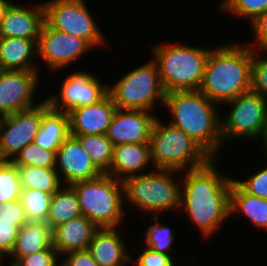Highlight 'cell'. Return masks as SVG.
<instances>
[{
    "label": "cell",
    "mask_w": 267,
    "mask_h": 266,
    "mask_svg": "<svg viewBox=\"0 0 267 266\" xmlns=\"http://www.w3.org/2000/svg\"><path fill=\"white\" fill-rule=\"evenodd\" d=\"M217 160L212 158L200 168L184 170L183 176L178 177L182 178L180 207L206 240L214 236L224 221L231 217L230 191L233 178L218 170L220 167Z\"/></svg>",
    "instance_id": "1"
},
{
    "label": "cell",
    "mask_w": 267,
    "mask_h": 266,
    "mask_svg": "<svg viewBox=\"0 0 267 266\" xmlns=\"http://www.w3.org/2000/svg\"><path fill=\"white\" fill-rule=\"evenodd\" d=\"M163 106L170 111L173 120L170 124L183 130L212 158L218 159L224 146L220 120L223 111H220L219 104L199 90H187L167 93Z\"/></svg>",
    "instance_id": "2"
},
{
    "label": "cell",
    "mask_w": 267,
    "mask_h": 266,
    "mask_svg": "<svg viewBox=\"0 0 267 266\" xmlns=\"http://www.w3.org/2000/svg\"><path fill=\"white\" fill-rule=\"evenodd\" d=\"M222 44L211 50L199 88L220 106L250 90L252 66L250 46L234 42Z\"/></svg>",
    "instance_id": "3"
},
{
    "label": "cell",
    "mask_w": 267,
    "mask_h": 266,
    "mask_svg": "<svg viewBox=\"0 0 267 266\" xmlns=\"http://www.w3.org/2000/svg\"><path fill=\"white\" fill-rule=\"evenodd\" d=\"M164 91L199 90L212 49L169 43L151 48Z\"/></svg>",
    "instance_id": "4"
},
{
    "label": "cell",
    "mask_w": 267,
    "mask_h": 266,
    "mask_svg": "<svg viewBox=\"0 0 267 266\" xmlns=\"http://www.w3.org/2000/svg\"><path fill=\"white\" fill-rule=\"evenodd\" d=\"M153 169L183 172L206 165L212 157L183 130L156 118L150 136Z\"/></svg>",
    "instance_id": "5"
},
{
    "label": "cell",
    "mask_w": 267,
    "mask_h": 266,
    "mask_svg": "<svg viewBox=\"0 0 267 266\" xmlns=\"http://www.w3.org/2000/svg\"><path fill=\"white\" fill-rule=\"evenodd\" d=\"M176 170L154 169L148 173L130 176L122 181L124 202L129 207L153 216L164 211L181 209V179H174ZM173 173V175H172Z\"/></svg>",
    "instance_id": "6"
},
{
    "label": "cell",
    "mask_w": 267,
    "mask_h": 266,
    "mask_svg": "<svg viewBox=\"0 0 267 266\" xmlns=\"http://www.w3.org/2000/svg\"><path fill=\"white\" fill-rule=\"evenodd\" d=\"M76 192L82 216L98 228H116L124 221V191L120 180L102 173L92 180L70 185Z\"/></svg>",
    "instance_id": "7"
},
{
    "label": "cell",
    "mask_w": 267,
    "mask_h": 266,
    "mask_svg": "<svg viewBox=\"0 0 267 266\" xmlns=\"http://www.w3.org/2000/svg\"><path fill=\"white\" fill-rule=\"evenodd\" d=\"M113 84L108 83L107 93L117 109L153 112L155 104L164 105L166 92L161 84L158 67L153 58L125 73Z\"/></svg>",
    "instance_id": "8"
},
{
    "label": "cell",
    "mask_w": 267,
    "mask_h": 266,
    "mask_svg": "<svg viewBox=\"0 0 267 266\" xmlns=\"http://www.w3.org/2000/svg\"><path fill=\"white\" fill-rule=\"evenodd\" d=\"M230 108L221 120L223 144L234 139H258L267 123V100L251 90L242 93L223 105Z\"/></svg>",
    "instance_id": "9"
},
{
    "label": "cell",
    "mask_w": 267,
    "mask_h": 266,
    "mask_svg": "<svg viewBox=\"0 0 267 266\" xmlns=\"http://www.w3.org/2000/svg\"><path fill=\"white\" fill-rule=\"evenodd\" d=\"M43 7L44 22L50 28L75 35L93 47L107 43L85 0H50Z\"/></svg>",
    "instance_id": "10"
},
{
    "label": "cell",
    "mask_w": 267,
    "mask_h": 266,
    "mask_svg": "<svg viewBox=\"0 0 267 266\" xmlns=\"http://www.w3.org/2000/svg\"><path fill=\"white\" fill-rule=\"evenodd\" d=\"M50 108L46 100L30 110L0 117V160L11 161L14 156L34 142L42 115Z\"/></svg>",
    "instance_id": "11"
},
{
    "label": "cell",
    "mask_w": 267,
    "mask_h": 266,
    "mask_svg": "<svg viewBox=\"0 0 267 266\" xmlns=\"http://www.w3.org/2000/svg\"><path fill=\"white\" fill-rule=\"evenodd\" d=\"M61 83L59 94L45 98L52 109L60 112L97 103L107 94L108 83L102 85L96 75L85 70L67 74Z\"/></svg>",
    "instance_id": "12"
},
{
    "label": "cell",
    "mask_w": 267,
    "mask_h": 266,
    "mask_svg": "<svg viewBox=\"0 0 267 266\" xmlns=\"http://www.w3.org/2000/svg\"><path fill=\"white\" fill-rule=\"evenodd\" d=\"M86 40L75 35L50 28L45 22L37 42V57L46 63L51 71H60L93 50Z\"/></svg>",
    "instance_id": "13"
},
{
    "label": "cell",
    "mask_w": 267,
    "mask_h": 266,
    "mask_svg": "<svg viewBox=\"0 0 267 266\" xmlns=\"http://www.w3.org/2000/svg\"><path fill=\"white\" fill-rule=\"evenodd\" d=\"M40 70H1L0 117L30 110L42 101L35 102Z\"/></svg>",
    "instance_id": "14"
},
{
    "label": "cell",
    "mask_w": 267,
    "mask_h": 266,
    "mask_svg": "<svg viewBox=\"0 0 267 266\" xmlns=\"http://www.w3.org/2000/svg\"><path fill=\"white\" fill-rule=\"evenodd\" d=\"M152 111L117 109L106 136L114 146L126 143H149L157 116Z\"/></svg>",
    "instance_id": "15"
},
{
    "label": "cell",
    "mask_w": 267,
    "mask_h": 266,
    "mask_svg": "<svg viewBox=\"0 0 267 266\" xmlns=\"http://www.w3.org/2000/svg\"><path fill=\"white\" fill-rule=\"evenodd\" d=\"M55 168L63 185L92 180L102 174L83 150L80 142L71 135L56 152Z\"/></svg>",
    "instance_id": "16"
},
{
    "label": "cell",
    "mask_w": 267,
    "mask_h": 266,
    "mask_svg": "<svg viewBox=\"0 0 267 266\" xmlns=\"http://www.w3.org/2000/svg\"><path fill=\"white\" fill-rule=\"evenodd\" d=\"M117 107L107 93L97 103L70 110V135L106 134Z\"/></svg>",
    "instance_id": "17"
},
{
    "label": "cell",
    "mask_w": 267,
    "mask_h": 266,
    "mask_svg": "<svg viewBox=\"0 0 267 266\" xmlns=\"http://www.w3.org/2000/svg\"><path fill=\"white\" fill-rule=\"evenodd\" d=\"M43 24V3L28 8L13 1L1 21L0 38L18 37L37 43Z\"/></svg>",
    "instance_id": "18"
},
{
    "label": "cell",
    "mask_w": 267,
    "mask_h": 266,
    "mask_svg": "<svg viewBox=\"0 0 267 266\" xmlns=\"http://www.w3.org/2000/svg\"><path fill=\"white\" fill-rule=\"evenodd\" d=\"M120 232L118 227L98 228L94 232L87 250L99 266H128L130 263L131 255Z\"/></svg>",
    "instance_id": "19"
},
{
    "label": "cell",
    "mask_w": 267,
    "mask_h": 266,
    "mask_svg": "<svg viewBox=\"0 0 267 266\" xmlns=\"http://www.w3.org/2000/svg\"><path fill=\"white\" fill-rule=\"evenodd\" d=\"M152 165L150 143H126L114 146L111 166L106 174L117 180L148 173Z\"/></svg>",
    "instance_id": "20"
},
{
    "label": "cell",
    "mask_w": 267,
    "mask_h": 266,
    "mask_svg": "<svg viewBox=\"0 0 267 266\" xmlns=\"http://www.w3.org/2000/svg\"><path fill=\"white\" fill-rule=\"evenodd\" d=\"M97 229L86 217H76L52 230L53 246L60 257L73 251H85Z\"/></svg>",
    "instance_id": "21"
},
{
    "label": "cell",
    "mask_w": 267,
    "mask_h": 266,
    "mask_svg": "<svg viewBox=\"0 0 267 266\" xmlns=\"http://www.w3.org/2000/svg\"><path fill=\"white\" fill-rule=\"evenodd\" d=\"M36 57L37 43L34 40L18 37L0 38L1 70H39V62H33Z\"/></svg>",
    "instance_id": "22"
},
{
    "label": "cell",
    "mask_w": 267,
    "mask_h": 266,
    "mask_svg": "<svg viewBox=\"0 0 267 266\" xmlns=\"http://www.w3.org/2000/svg\"><path fill=\"white\" fill-rule=\"evenodd\" d=\"M53 246L52 228L46 222L28 221L18 230L11 264H16L22 257L48 249ZM13 257V259H12Z\"/></svg>",
    "instance_id": "23"
},
{
    "label": "cell",
    "mask_w": 267,
    "mask_h": 266,
    "mask_svg": "<svg viewBox=\"0 0 267 266\" xmlns=\"http://www.w3.org/2000/svg\"><path fill=\"white\" fill-rule=\"evenodd\" d=\"M243 214L257 229L267 231V199L245 192L232 180L230 191V216Z\"/></svg>",
    "instance_id": "24"
},
{
    "label": "cell",
    "mask_w": 267,
    "mask_h": 266,
    "mask_svg": "<svg viewBox=\"0 0 267 266\" xmlns=\"http://www.w3.org/2000/svg\"><path fill=\"white\" fill-rule=\"evenodd\" d=\"M70 135L69 117L51 107L42 115L38 134L34 142L47 150L57 152L58 148Z\"/></svg>",
    "instance_id": "25"
},
{
    "label": "cell",
    "mask_w": 267,
    "mask_h": 266,
    "mask_svg": "<svg viewBox=\"0 0 267 266\" xmlns=\"http://www.w3.org/2000/svg\"><path fill=\"white\" fill-rule=\"evenodd\" d=\"M82 216L78 196L70 185L61 186L51 198L46 223L52 230L63 223Z\"/></svg>",
    "instance_id": "26"
},
{
    "label": "cell",
    "mask_w": 267,
    "mask_h": 266,
    "mask_svg": "<svg viewBox=\"0 0 267 266\" xmlns=\"http://www.w3.org/2000/svg\"><path fill=\"white\" fill-rule=\"evenodd\" d=\"M22 189H35L54 194L63 186L56 168L17 166Z\"/></svg>",
    "instance_id": "27"
},
{
    "label": "cell",
    "mask_w": 267,
    "mask_h": 266,
    "mask_svg": "<svg viewBox=\"0 0 267 266\" xmlns=\"http://www.w3.org/2000/svg\"><path fill=\"white\" fill-rule=\"evenodd\" d=\"M75 137L101 173H107L112 162L114 145L106 134L71 135Z\"/></svg>",
    "instance_id": "28"
},
{
    "label": "cell",
    "mask_w": 267,
    "mask_h": 266,
    "mask_svg": "<svg viewBox=\"0 0 267 266\" xmlns=\"http://www.w3.org/2000/svg\"><path fill=\"white\" fill-rule=\"evenodd\" d=\"M52 195L35 189L21 190L19 200L22 203L28 221H47Z\"/></svg>",
    "instance_id": "29"
},
{
    "label": "cell",
    "mask_w": 267,
    "mask_h": 266,
    "mask_svg": "<svg viewBox=\"0 0 267 266\" xmlns=\"http://www.w3.org/2000/svg\"><path fill=\"white\" fill-rule=\"evenodd\" d=\"M154 219V220H153ZM155 221L154 224H151L146 228L145 231V240L146 248H150L153 251L169 254L171 255V249L175 243V232L170 226L163 224L159 221V216H153L151 221Z\"/></svg>",
    "instance_id": "30"
},
{
    "label": "cell",
    "mask_w": 267,
    "mask_h": 266,
    "mask_svg": "<svg viewBox=\"0 0 267 266\" xmlns=\"http://www.w3.org/2000/svg\"><path fill=\"white\" fill-rule=\"evenodd\" d=\"M11 162L15 166H38L42 168L56 167V153L37 145L35 142L29 143Z\"/></svg>",
    "instance_id": "31"
},
{
    "label": "cell",
    "mask_w": 267,
    "mask_h": 266,
    "mask_svg": "<svg viewBox=\"0 0 267 266\" xmlns=\"http://www.w3.org/2000/svg\"><path fill=\"white\" fill-rule=\"evenodd\" d=\"M21 190L17 166L9 160H0V203L19 200Z\"/></svg>",
    "instance_id": "32"
},
{
    "label": "cell",
    "mask_w": 267,
    "mask_h": 266,
    "mask_svg": "<svg viewBox=\"0 0 267 266\" xmlns=\"http://www.w3.org/2000/svg\"><path fill=\"white\" fill-rule=\"evenodd\" d=\"M218 10L228 12L231 16L244 17L251 23L267 12V0H225Z\"/></svg>",
    "instance_id": "33"
},
{
    "label": "cell",
    "mask_w": 267,
    "mask_h": 266,
    "mask_svg": "<svg viewBox=\"0 0 267 266\" xmlns=\"http://www.w3.org/2000/svg\"><path fill=\"white\" fill-rule=\"evenodd\" d=\"M260 51L252 49L251 87L250 90L259 93L267 100V57Z\"/></svg>",
    "instance_id": "34"
},
{
    "label": "cell",
    "mask_w": 267,
    "mask_h": 266,
    "mask_svg": "<svg viewBox=\"0 0 267 266\" xmlns=\"http://www.w3.org/2000/svg\"><path fill=\"white\" fill-rule=\"evenodd\" d=\"M250 177L245 180L234 181L247 193L262 199H267V167L259 168Z\"/></svg>",
    "instance_id": "35"
},
{
    "label": "cell",
    "mask_w": 267,
    "mask_h": 266,
    "mask_svg": "<svg viewBox=\"0 0 267 266\" xmlns=\"http://www.w3.org/2000/svg\"><path fill=\"white\" fill-rule=\"evenodd\" d=\"M60 256L54 246L22 257L15 266H58Z\"/></svg>",
    "instance_id": "36"
},
{
    "label": "cell",
    "mask_w": 267,
    "mask_h": 266,
    "mask_svg": "<svg viewBox=\"0 0 267 266\" xmlns=\"http://www.w3.org/2000/svg\"><path fill=\"white\" fill-rule=\"evenodd\" d=\"M0 222L13 223L21 228L28 219L20 200L0 203Z\"/></svg>",
    "instance_id": "37"
},
{
    "label": "cell",
    "mask_w": 267,
    "mask_h": 266,
    "mask_svg": "<svg viewBox=\"0 0 267 266\" xmlns=\"http://www.w3.org/2000/svg\"><path fill=\"white\" fill-rule=\"evenodd\" d=\"M173 258V255L159 253L145 247L136 260L131 256L130 263H133V266H176Z\"/></svg>",
    "instance_id": "38"
},
{
    "label": "cell",
    "mask_w": 267,
    "mask_h": 266,
    "mask_svg": "<svg viewBox=\"0 0 267 266\" xmlns=\"http://www.w3.org/2000/svg\"><path fill=\"white\" fill-rule=\"evenodd\" d=\"M251 24L253 30L254 42L249 40L246 42L253 50L262 51V53H267V12L258 16Z\"/></svg>",
    "instance_id": "39"
},
{
    "label": "cell",
    "mask_w": 267,
    "mask_h": 266,
    "mask_svg": "<svg viewBox=\"0 0 267 266\" xmlns=\"http://www.w3.org/2000/svg\"><path fill=\"white\" fill-rule=\"evenodd\" d=\"M18 230L13 223L0 222V259L4 262L14 249Z\"/></svg>",
    "instance_id": "40"
},
{
    "label": "cell",
    "mask_w": 267,
    "mask_h": 266,
    "mask_svg": "<svg viewBox=\"0 0 267 266\" xmlns=\"http://www.w3.org/2000/svg\"><path fill=\"white\" fill-rule=\"evenodd\" d=\"M61 258L63 266H99L88 250L69 252Z\"/></svg>",
    "instance_id": "41"
},
{
    "label": "cell",
    "mask_w": 267,
    "mask_h": 266,
    "mask_svg": "<svg viewBox=\"0 0 267 266\" xmlns=\"http://www.w3.org/2000/svg\"><path fill=\"white\" fill-rule=\"evenodd\" d=\"M13 2H11V0H0V25H1V21L4 18L5 12L7 11V9L10 7V5Z\"/></svg>",
    "instance_id": "42"
},
{
    "label": "cell",
    "mask_w": 267,
    "mask_h": 266,
    "mask_svg": "<svg viewBox=\"0 0 267 266\" xmlns=\"http://www.w3.org/2000/svg\"><path fill=\"white\" fill-rule=\"evenodd\" d=\"M260 139L263 140L262 141V143H263L262 145L264 146L263 148L265 149V151H264V152H266L265 154H267V123H266V125L264 126V128L262 130ZM266 158H267V155H266Z\"/></svg>",
    "instance_id": "43"
},
{
    "label": "cell",
    "mask_w": 267,
    "mask_h": 266,
    "mask_svg": "<svg viewBox=\"0 0 267 266\" xmlns=\"http://www.w3.org/2000/svg\"><path fill=\"white\" fill-rule=\"evenodd\" d=\"M3 263H4V262H2L1 266L4 265ZM9 266H15V265L10 263Z\"/></svg>",
    "instance_id": "44"
}]
</instances>
